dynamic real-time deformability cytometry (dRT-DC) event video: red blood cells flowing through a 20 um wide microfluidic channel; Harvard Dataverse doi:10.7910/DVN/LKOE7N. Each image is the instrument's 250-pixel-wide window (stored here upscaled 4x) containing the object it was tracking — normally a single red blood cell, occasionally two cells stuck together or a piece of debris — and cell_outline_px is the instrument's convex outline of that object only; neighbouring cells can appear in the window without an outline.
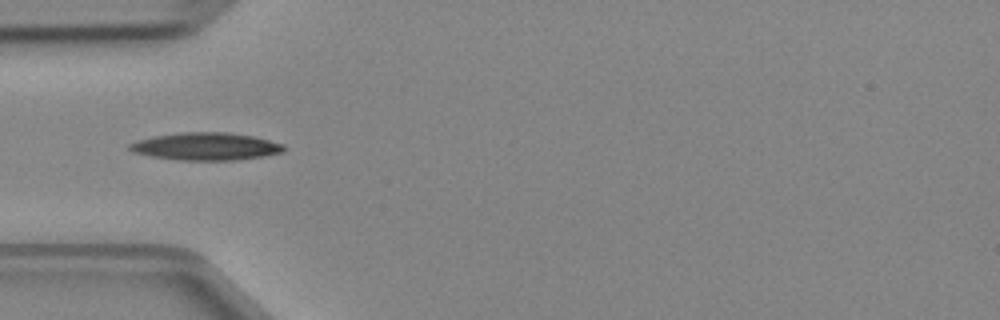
{"species": "Egyptian fruit bat (a non-hibernating species)", "species_latin": "Rousettus aegyptiacus", "temperature_condition": "cold", "stored_images_in_passage": 5, "camera_frame_rate_fps": 3000, "um_per_image_px": 0.085, "animal": {"sex": "female"}, "frame": {"image": 1, "passage_image": 4, "time_ms": 1.0, "image_size_px": [1000, 320], "cell_outline_px": [[284, 152], [264, 156], [232, 160], [176, 160], [152, 156], [132, 152], [128, 148], [128, 144], [136, 140], [156, 136], [180, 132], [228, 132], [252, 136], [284, 144]], "centroid_in_image_um": [17.48, 12.44], "position_along_channel_um": 67.5, "area_um2": 24.74}}